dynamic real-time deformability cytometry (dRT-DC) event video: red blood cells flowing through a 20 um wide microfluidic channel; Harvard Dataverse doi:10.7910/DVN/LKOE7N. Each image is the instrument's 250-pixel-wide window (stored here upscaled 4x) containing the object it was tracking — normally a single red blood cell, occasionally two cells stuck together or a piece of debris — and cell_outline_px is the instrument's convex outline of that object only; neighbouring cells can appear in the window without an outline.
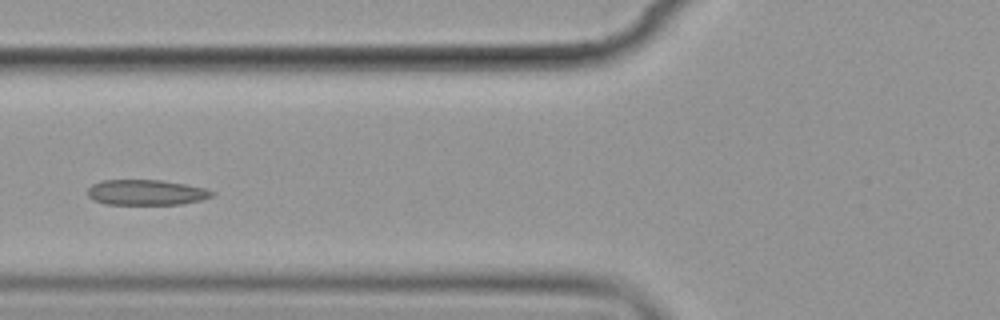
{"species": "common noctule bat (a hibernating species)", "species_latin": "Nyctalus noctula", "temperature_condition": "cold", "stored_images_in_passage": 6, "camera_frame_rate_fps": 3000, "um_per_image_px": 0.085, "animal": {"sex": "female", "body_mass_g": 19.9}, "frame": {"image": 1, "passage_image": 6, "time_ms": 6.0, "image_size_px": [1000, 320], "cell_outline_px": [[216, 192], [212, 196], [200, 200], [180, 204], [104, 204], [92, 200], [88, 196], [88, 188], [92, 184], [100, 180], [160, 180], [208, 188]], "centroid_in_image_um": [12.41, 16.35], "position_along_channel_um": 113.4, "area_um2": 18.5}}